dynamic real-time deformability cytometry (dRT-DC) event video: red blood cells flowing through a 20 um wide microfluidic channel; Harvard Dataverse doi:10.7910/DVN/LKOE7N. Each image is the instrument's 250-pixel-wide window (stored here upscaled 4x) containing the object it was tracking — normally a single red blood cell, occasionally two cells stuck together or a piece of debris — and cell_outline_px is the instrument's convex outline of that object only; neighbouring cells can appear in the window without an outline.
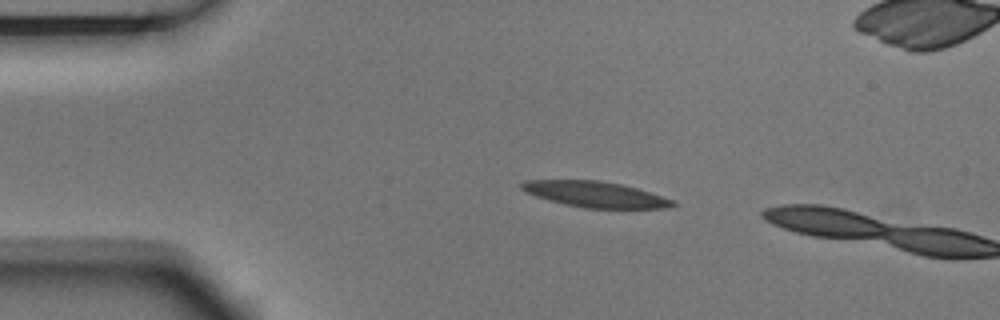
{"species": "Egyptian fruit bat (a non-hibernating species)", "species_latin": "Rousettus aegyptiacus", "temperature_condition": "room temperature", "stored_images_in_passage": 2, "camera_frame_rate_fps": 3000, "um_per_image_px": 0.085, "animal": {"sex": "male"}, "frame": {"image": 1, "passage_image": 1, "time_ms": 0.0, "image_size_px": [1000, 320], "cell_outline_px": [[680, 204], [664, 208], [584, 208], [564, 204], [548, 200], [524, 192], [520, 188], [520, 184], [524, 180], [600, 180], [620, 184], [636, 188], [676, 200]], "centroid_in_image_um": [50.6, 16.52], "position_along_channel_um": 34.4, "area_um2": 22.83}}